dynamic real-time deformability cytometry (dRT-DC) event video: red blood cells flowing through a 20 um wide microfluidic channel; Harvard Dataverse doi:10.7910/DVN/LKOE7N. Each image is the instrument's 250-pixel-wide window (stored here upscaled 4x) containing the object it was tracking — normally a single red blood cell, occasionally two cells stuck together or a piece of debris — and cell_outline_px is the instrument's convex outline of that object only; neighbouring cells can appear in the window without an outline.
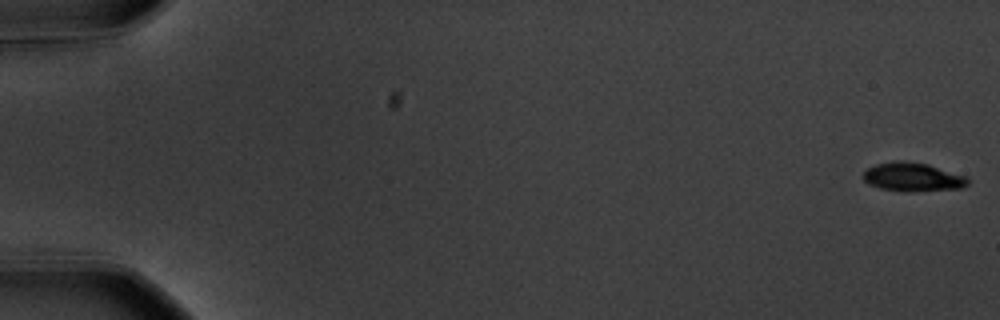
{"species": "common noctule bat (a hibernating species)", "species_latin": "Nyctalus noctula", "temperature_condition": "warm", "stored_images_in_passage": 13, "camera_frame_rate_fps": 3000, "um_per_image_px": 0.085, "animal": {"sex": "male", "body_mass_g": 20.1, "forearm_length_mm": 53.5}, "frame": {"image": 1, "passage_image": 1, "time_ms": 0.0, "image_size_px": [1000, 320], "cell_outline_px": [[968, 184], [960, 188], [912, 192], [908, 192], [880, 188], [868, 184], [864, 180], [864, 172], [868, 168], [876, 164], [892, 160], [904, 160], [928, 164], [968, 176]], "centroid_in_image_um": [77.59, 15.04], "position_along_channel_um": 7.4, "area_um2": 17.69}}